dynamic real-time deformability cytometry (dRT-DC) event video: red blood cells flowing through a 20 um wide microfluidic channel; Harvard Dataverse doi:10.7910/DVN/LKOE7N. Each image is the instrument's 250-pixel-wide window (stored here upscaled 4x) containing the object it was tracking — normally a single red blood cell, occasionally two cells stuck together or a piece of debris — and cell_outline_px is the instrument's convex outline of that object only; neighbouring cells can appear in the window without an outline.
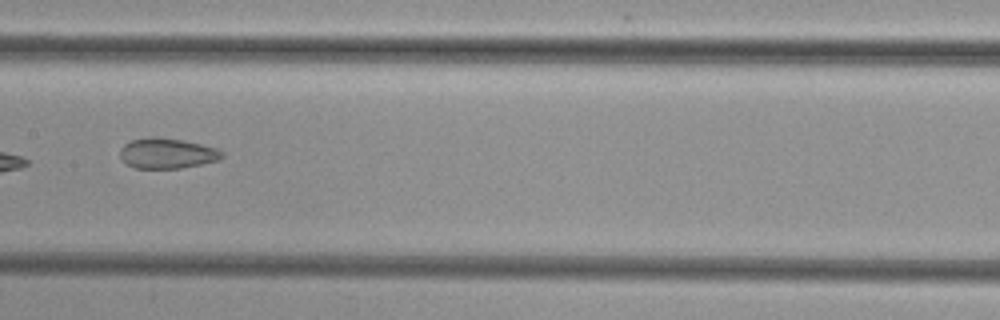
{"species": "common noctule bat (a hibernating species)", "species_latin": "Nyctalus noctula", "temperature_condition": "cold", "stored_images_in_passage": 33, "camera_frame_rate_fps": 3000, "um_per_image_px": 0.085, "animal": {"sex": "female", "body_mass_g": 29.2, "forearm_length_mm": 56.3}, "frame": {"image": 1, "passage_image": 10, "time_ms": 3.0, "image_size_px": [1000, 320], "cell_outline_px": [[224, 156], [220, 160], [180, 168], [136, 168], [128, 164], [120, 156], [120, 148], [124, 144], [132, 140], [148, 136], [156, 136], [184, 140], [216, 148], [224, 152]], "centroid_in_image_um": [14.22, 13.01], "position_along_channel_um": 193.2, "area_um2": 18.09}}
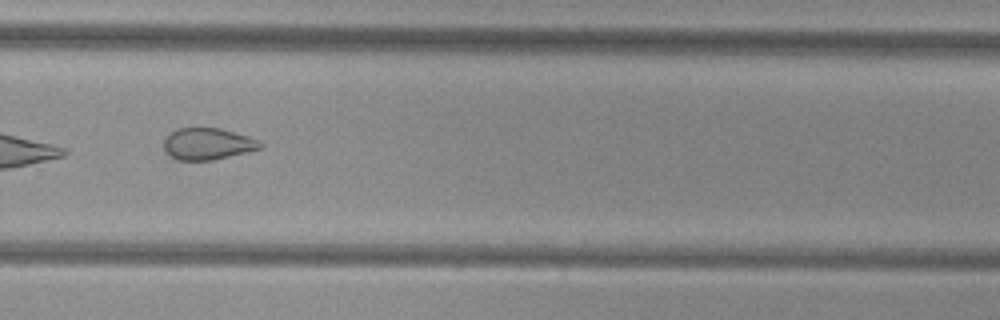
{"frame": {"image": 2, "passage_image": 19, "time_ms": 6.0, "image_size_px": [1000, 320], "cell_outline_px": [[264, 148], [212, 160], [176, 160], [164, 148], [164, 136], [176, 128], [220, 128], [248, 136], [260, 140], [264, 144]], "centroid_in_image_um": [17.68, 12.22], "position_along_channel_um": 312.1, "area_um2": 17.92}}